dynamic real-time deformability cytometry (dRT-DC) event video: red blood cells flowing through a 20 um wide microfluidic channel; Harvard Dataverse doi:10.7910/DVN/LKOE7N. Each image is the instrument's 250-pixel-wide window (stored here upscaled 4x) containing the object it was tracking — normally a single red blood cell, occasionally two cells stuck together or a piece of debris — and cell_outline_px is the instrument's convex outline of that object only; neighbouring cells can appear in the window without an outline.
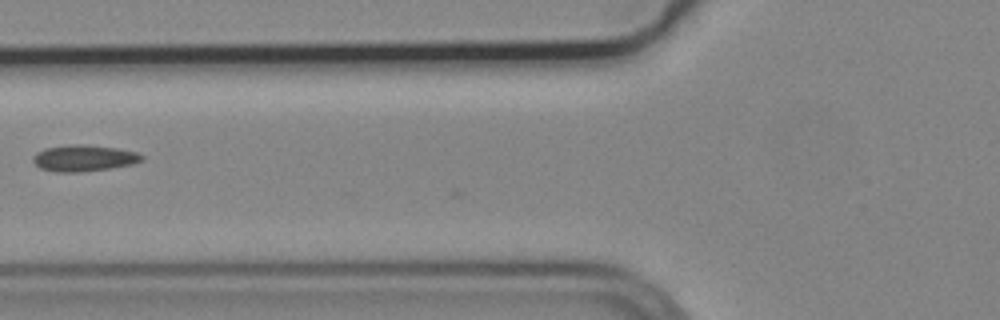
{"species": "common noctule bat (a hibernating species)", "species_latin": "Nyctalus noctula", "temperature_condition": "cold", "stored_images_in_passage": 2, "camera_frame_rate_fps": 3000, "um_per_image_px": 0.085, "animal": {"sex": "male", "body_mass_g": 19.2, "forearm_length_mm": 51.8}, "frame": {"image": 1, "passage_image": 2, "time_ms": 0.333, "image_size_px": [1000, 320], "cell_outline_px": [[144, 160], [132, 164], [112, 168], [80, 172], [56, 172], [40, 168], [32, 160], [32, 156], [36, 152], [44, 148], [72, 144], [80, 144], [116, 148], [136, 152], [144, 156]], "centroid_in_image_um": [7.11, 13.44], "position_along_channel_um": 118.7, "area_um2": 16.76}}